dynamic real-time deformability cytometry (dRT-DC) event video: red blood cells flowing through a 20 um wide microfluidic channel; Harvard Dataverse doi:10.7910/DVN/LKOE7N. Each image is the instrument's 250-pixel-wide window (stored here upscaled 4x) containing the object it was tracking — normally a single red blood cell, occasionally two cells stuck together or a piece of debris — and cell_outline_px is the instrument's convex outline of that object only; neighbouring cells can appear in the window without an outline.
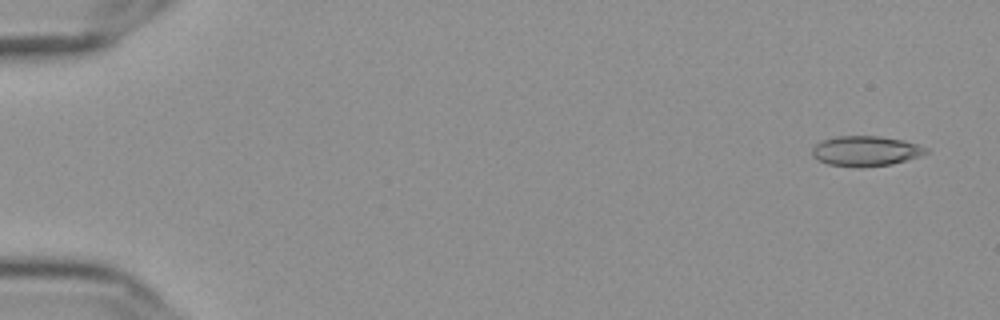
{"species": "Egyptian fruit bat (a non-hibernating species)", "species_latin": "Rousettus aegyptiacus", "temperature_condition": "cold", "stored_images_in_passage": 55, "camera_frame_rate_fps": 3000, "um_per_image_px": 0.085, "frame": {"image": 1, "passage_image": 1, "time_ms": 0.0, "image_size_px": [1000, 320], "cell_outline_px": [[928, 152], [892, 164], [864, 168], [856, 168], [828, 164], [812, 156], [812, 148], [816, 144], [824, 140], [836, 136], [880, 136], [904, 140], [928, 148]], "centroid_in_image_um": [73.56, 12.84], "position_along_channel_um": 11.4, "area_um2": 19.94}}
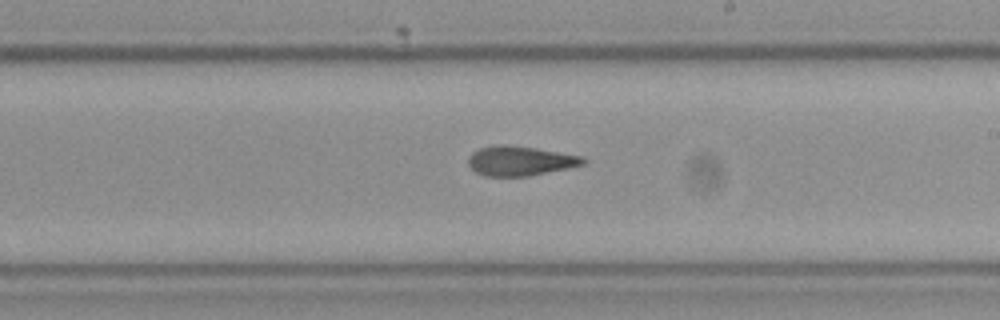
{"frame": {"image": 2, "passage_image": 32, "time_ms": 10.333, "image_size_px": [1000, 320], "cell_outline_px": [[588, 160], [584, 164], [568, 168], [528, 176], [484, 176], [476, 172], [468, 164], [468, 156], [472, 152], [480, 148], [496, 144], [508, 144], [536, 148], [584, 156]], "centroid_in_image_um": [44.21, 13.66], "position_along_channel_um": 244.8, "area_um2": 20.0}}
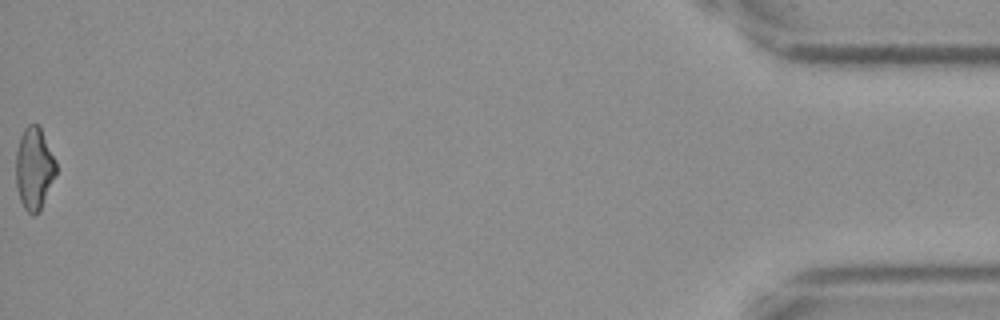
{"frame": {"image": 3, "passage_image": 55, "time_ms": 18.0, "image_size_px": [1000, 320], "cell_outline_px": [[56, 176], [40, 212], [32, 216], [24, 208], [20, 200], [16, 184], [16, 152], [20, 136], [24, 128], [28, 124], [36, 124], [40, 128], [56, 160]], "centroid_in_image_um": [2.91, 14.36], "position_along_channel_um": 432.3, "area_um2": 19.42}, "authors_computed_cell_mechanics": {"area_um2": 20.23, "velocity_mm_per_s": 3.6461, "shape_relaxation_time_tau1_ms": null, "shape_relaxation_time_tau2_ms": 2.7461, "deformation_change_tau1": null, "deformation_change_tau2": 0.0978}}